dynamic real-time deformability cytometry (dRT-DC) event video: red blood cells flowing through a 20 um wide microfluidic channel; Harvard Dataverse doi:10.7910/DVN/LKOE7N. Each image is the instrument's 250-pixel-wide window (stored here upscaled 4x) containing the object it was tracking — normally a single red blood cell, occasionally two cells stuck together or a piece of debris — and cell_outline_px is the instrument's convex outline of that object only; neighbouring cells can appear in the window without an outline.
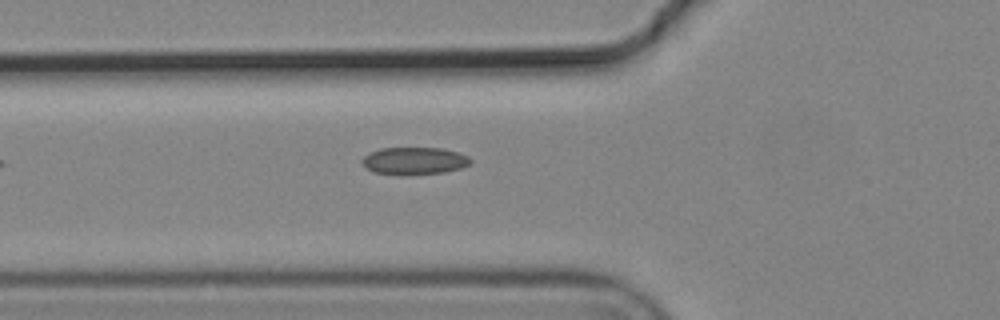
{"species": "common noctule bat (a hibernating species)", "species_latin": "Nyctalus noctula", "temperature_condition": "cold", "stored_images_in_passage": 5, "camera_frame_rate_fps": 3000, "um_per_image_px": 0.085, "animal": {"sex": "male", "body_mass_g": 19.2, "forearm_length_mm": 51.8}, "frame": {"image": 1, "passage_image": 5, "time_ms": 1.333, "image_size_px": [1000, 320], "cell_outline_px": [[472, 160], [468, 164], [460, 168], [444, 172], [372, 172], [360, 160], [364, 156], [380, 148], [440, 148], [456, 152], [468, 156]], "centroid_in_image_um": [35.23, 13.62], "position_along_channel_um": 90.6, "area_um2": 16.24}}